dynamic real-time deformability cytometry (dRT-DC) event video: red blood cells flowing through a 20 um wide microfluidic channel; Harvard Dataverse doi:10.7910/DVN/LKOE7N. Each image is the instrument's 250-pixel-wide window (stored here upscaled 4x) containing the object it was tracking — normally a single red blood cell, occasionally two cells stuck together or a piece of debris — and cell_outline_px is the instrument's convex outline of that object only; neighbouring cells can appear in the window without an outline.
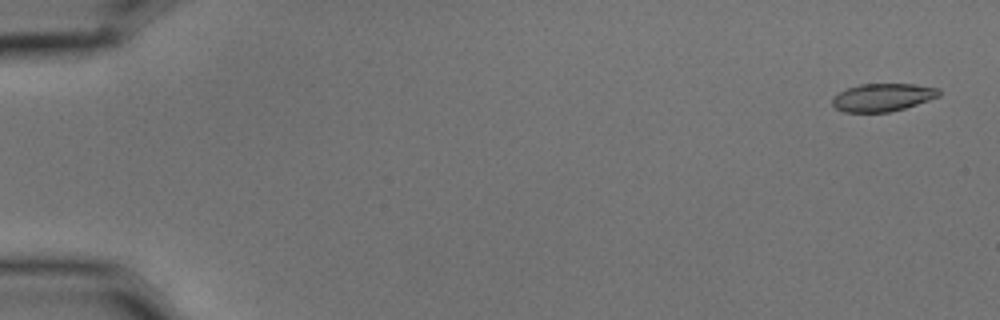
{"species": "common noctule bat (a hibernating species)", "species_latin": "Nyctalus noctula", "temperature_condition": "cold", "stored_images_in_passage": 6, "camera_frame_rate_fps": 3000, "um_per_image_px": 0.085, "animal": {"sex": "male", "body_mass_g": 15.6}, "frame": {"image": 1, "passage_image": 1, "time_ms": 0.0, "image_size_px": [1000, 320], "cell_outline_px": [[940, 96], [904, 108], [888, 112], [844, 112], [836, 108], [832, 104], [832, 96], [848, 88], [860, 84], [916, 84], [940, 88]], "centroid_in_image_um": [75.03, 8.27], "position_along_channel_um": 10.0, "area_um2": 17.28}}
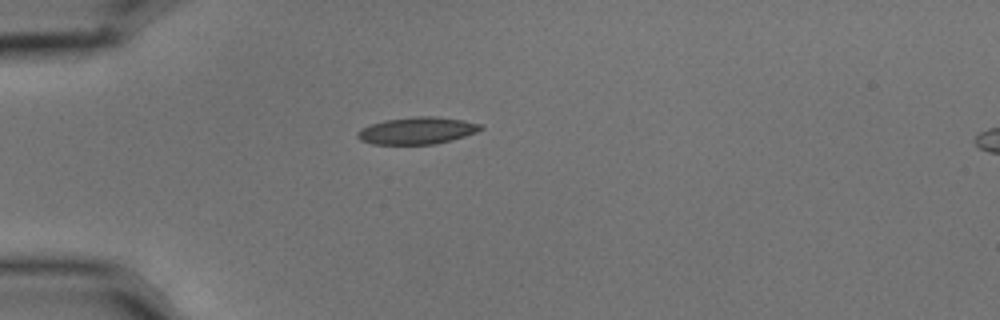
{"frame": {"image": 2, "passage_image": 5, "time_ms": 1.333, "image_size_px": [1000, 320], "cell_outline_px": [[484, 128], [476, 132], [452, 140], [436, 144], [372, 144], [360, 140], [356, 136], [356, 132], [360, 128], [384, 120], [416, 116], [436, 116], [464, 120], [480, 124]], "centroid_in_image_um": [35.44, 11.1], "position_along_channel_um": 49.6, "area_um2": 19.48}}